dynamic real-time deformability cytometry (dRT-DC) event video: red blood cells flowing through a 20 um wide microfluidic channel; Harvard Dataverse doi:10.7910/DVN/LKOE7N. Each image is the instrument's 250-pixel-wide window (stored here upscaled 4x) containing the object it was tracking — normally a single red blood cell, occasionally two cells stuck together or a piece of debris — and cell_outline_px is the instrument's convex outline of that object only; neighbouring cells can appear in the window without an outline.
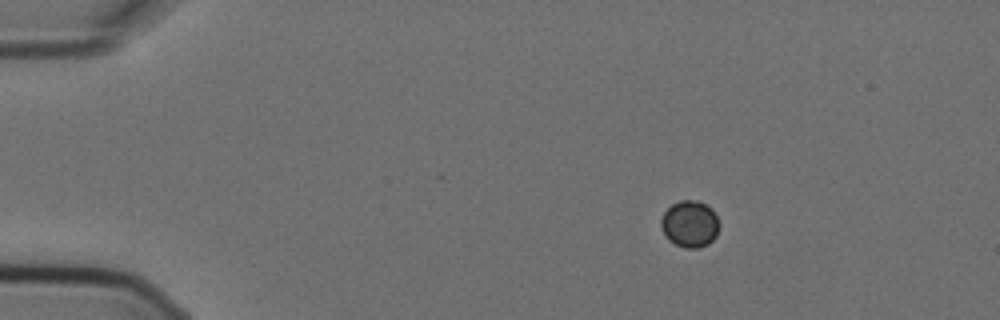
{"species": "Egyptian fruit bat (a non-hibernating species)", "species_latin": "Rousettus aegyptiacus", "temperature_condition": "cold", "stored_images_in_passage": 3, "camera_frame_rate_fps": 3000, "um_per_image_px": 0.085, "animal": {"sex": "female"}, "frame": {"image": 1, "passage_image": 1, "time_ms": 0.0, "image_size_px": [1000, 320], "cell_outline_px": [[716, 236], [708, 244], [700, 248], [684, 248], [668, 240], [660, 224], [660, 220], [664, 212], [672, 204], [680, 200], [696, 200], [712, 208], [716, 216]], "centroid_in_image_um": [58.6, 19.04], "position_along_channel_um": 26.4, "area_um2": 15.61}}
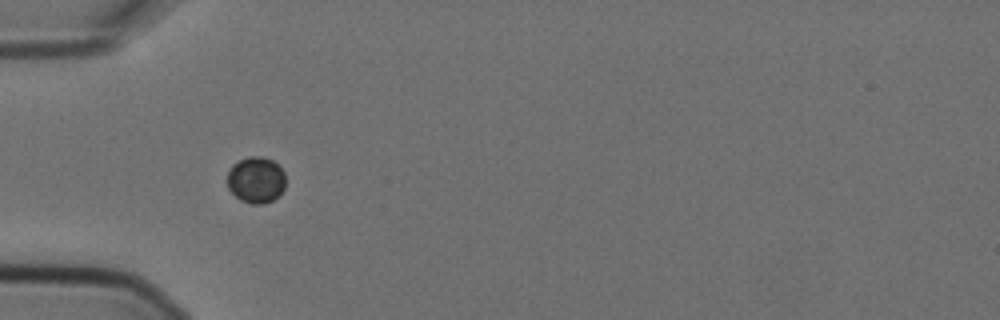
{"frame": {"image": 2, "passage_image": 3, "time_ms": 0.667, "image_size_px": [1000, 320], "cell_outline_px": [[284, 188], [280, 196], [264, 204], [252, 204], [240, 200], [228, 188], [228, 172], [232, 164], [248, 156], [264, 156], [272, 160], [284, 172]], "centroid_in_image_um": [21.76, 15.29], "position_along_channel_um": 63.2, "area_um2": 15.78}}